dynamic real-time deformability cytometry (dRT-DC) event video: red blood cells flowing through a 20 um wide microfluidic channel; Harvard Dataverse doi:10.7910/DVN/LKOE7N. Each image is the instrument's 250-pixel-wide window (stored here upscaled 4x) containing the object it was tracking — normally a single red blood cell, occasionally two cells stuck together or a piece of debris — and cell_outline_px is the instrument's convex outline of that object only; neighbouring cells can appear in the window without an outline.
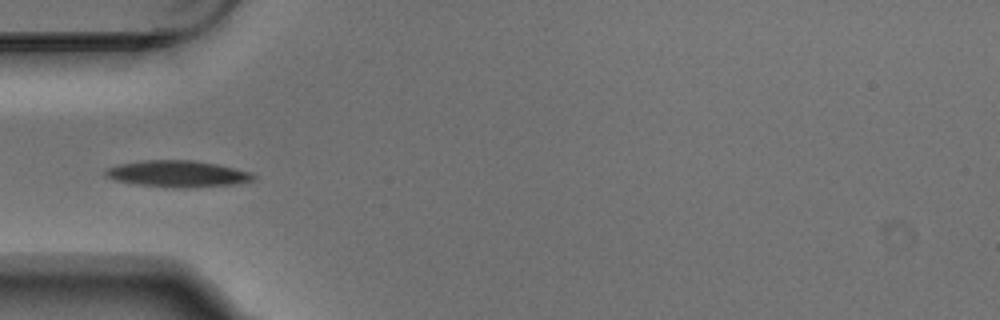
{"species": "Egyptian fruit bat (a non-hibernating species)", "species_latin": "Rousettus aegyptiacus", "temperature_condition": "warm", "stored_images_in_passage": 8, "camera_frame_rate_fps": 3000, "um_per_image_px": 0.085, "animal": {"sex": "male"}, "frame": {"image": 1, "passage_image": 6, "time_ms": 1.667, "image_size_px": [1000, 320], "cell_outline_px": [[256, 180], [236, 184], [192, 188], [176, 188], [136, 184], [112, 180], [104, 176], [104, 168], [116, 164], [140, 160], [196, 160], [216, 164], [252, 172], [256, 176]], "centroid_in_image_um": [15.06, 14.77], "position_along_channel_um": 69.9, "area_um2": 23.41}}
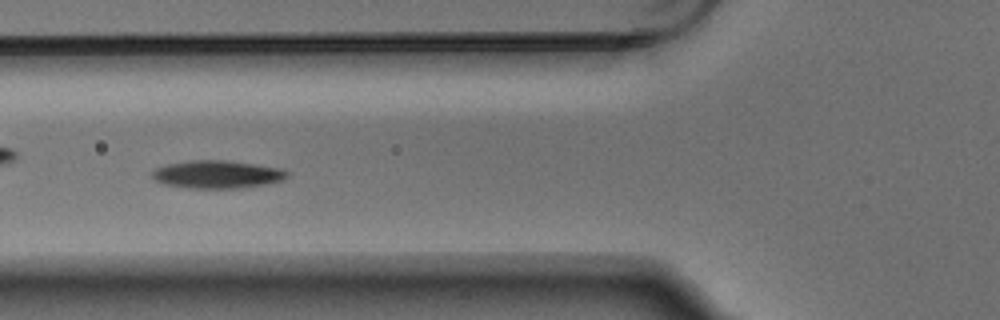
{"frame": {"image": 2, "passage_image": 7, "time_ms": 2.0, "image_size_px": [1000, 320], "cell_outline_px": [[288, 176], [284, 180], [264, 184], [240, 188], [188, 188], [164, 184], [156, 180], [152, 176], [152, 172], [156, 168], [168, 164], [188, 160], [228, 160], [284, 168], [288, 172]], "centroid_in_image_um": [18.5, 14.81], "position_along_channel_um": 107.3, "area_um2": 22.02}}
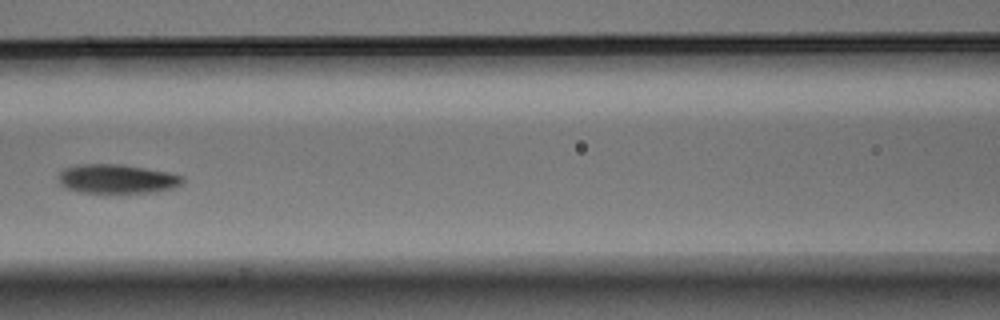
{"frame": {"image": 3, "passage_image": 8, "time_ms": 2.333, "image_size_px": [1000, 320], "cell_outline_px": [[184, 180], [176, 188], [156, 192], [80, 192], [64, 188], [60, 184], [56, 176], [64, 168], [76, 164], [120, 164], [168, 172], [184, 176]], "centroid_in_image_um": [9.91, 15.2], "position_along_channel_um": 156.7, "area_um2": 21.21}}